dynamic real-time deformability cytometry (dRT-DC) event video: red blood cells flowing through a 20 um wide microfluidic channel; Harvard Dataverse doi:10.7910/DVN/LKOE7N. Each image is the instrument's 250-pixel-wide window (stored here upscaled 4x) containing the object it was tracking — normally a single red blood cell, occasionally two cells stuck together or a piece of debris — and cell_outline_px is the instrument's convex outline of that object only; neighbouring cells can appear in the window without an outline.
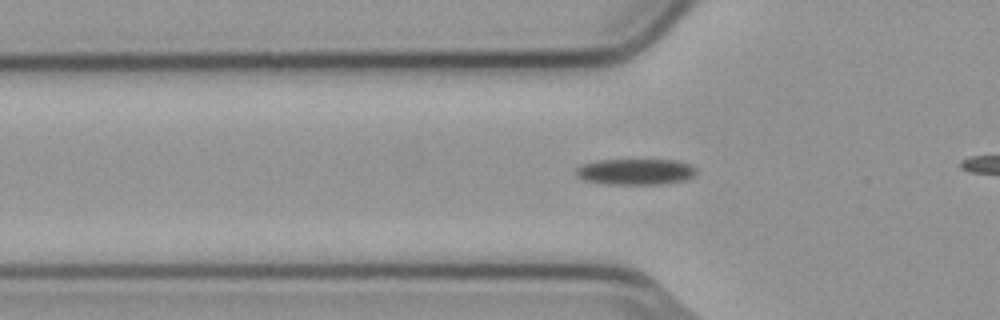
{"species": "common noctule bat (a hibernating species)", "species_latin": "Nyctalus noctula", "temperature_condition": "cold", "stored_images_in_passage": 44, "camera_frame_rate_fps": 3000, "um_per_image_px": 0.085, "animal": {"sex": "male", "body_mass_g": 23.1, "forearm_length_mm": 52.7}, "frame": {"image": 1, "passage_image": 18, "time_ms": 5.667, "image_size_px": [1000, 320], "cell_outline_px": [[696, 172], [692, 176], [684, 180], [660, 184], [608, 184], [584, 180], [576, 176], [576, 168], [584, 164], [600, 160], [676, 160], [688, 164], [696, 168]], "centroid_in_image_um": [54.01, 14.6], "position_along_channel_um": 71.8, "area_um2": 18.03}}
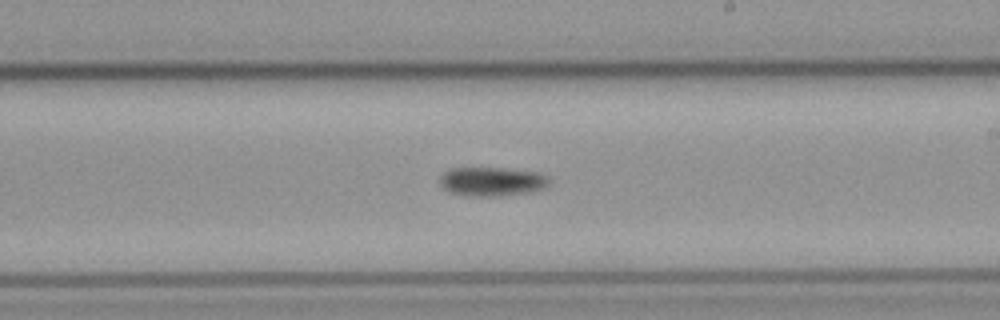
{"frame": {"image": 2, "passage_image": 32, "time_ms": 10.333, "image_size_px": [1000, 320], "cell_outline_px": [[548, 184], [544, 188], [524, 192], [500, 196], [468, 196], [452, 192], [444, 188], [440, 184], [440, 176], [448, 168], [504, 168], [540, 172], [548, 180]], "centroid_in_image_um": [41.77, 15.41], "position_along_channel_um": 247.2, "area_um2": 18.26}}
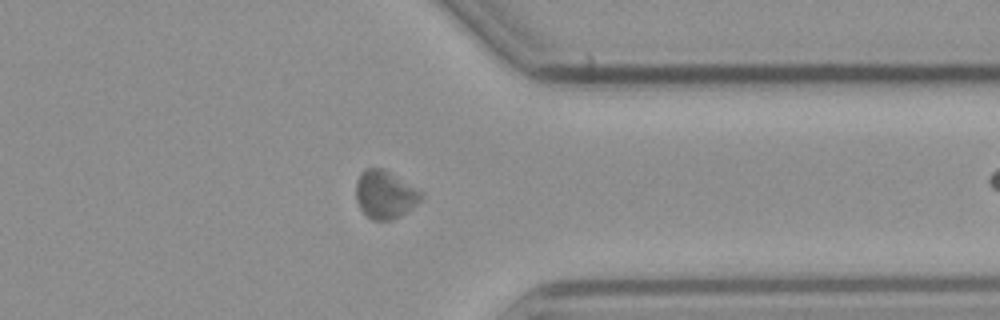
{"frame": {"image": 3, "passage_image": 43, "time_ms": 14.0, "image_size_px": [1000, 320], "cell_outline_px": [[424, 196], [416, 204], [400, 216], [392, 220], [372, 220], [360, 208], [356, 200], [356, 180], [360, 172], [364, 168], [384, 168], [424, 192]], "centroid_in_image_um": [32.72, 16.51], "position_along_channel_um": 378.7, "area_um2": 18.38}}